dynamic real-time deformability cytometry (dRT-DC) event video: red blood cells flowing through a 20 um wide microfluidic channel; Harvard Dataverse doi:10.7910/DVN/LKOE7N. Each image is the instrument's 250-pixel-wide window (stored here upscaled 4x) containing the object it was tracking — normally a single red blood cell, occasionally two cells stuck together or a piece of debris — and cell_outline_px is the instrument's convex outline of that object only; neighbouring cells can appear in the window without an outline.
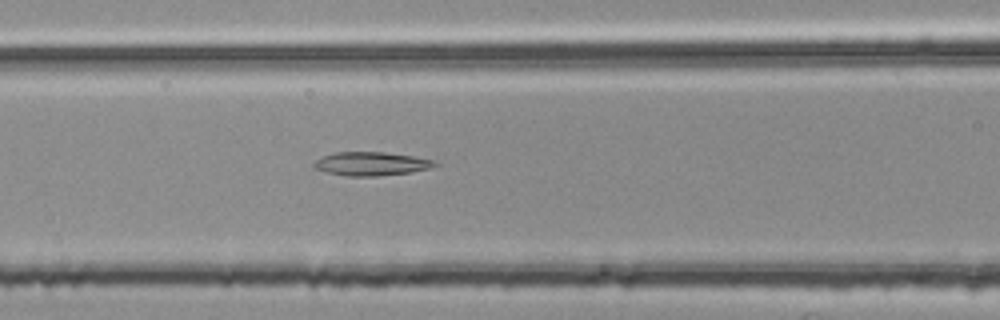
{"species": "common noctule bat (a hibernating species)", "species_latin": "Nyctalus noctula", "temperature_condition": "room temperature", "stored_images_in_passage": 54, "segment_of_instrument_passage": [2, 2], "camera_frame_rate_fps": 3000, "um_per_image_px": 0.085, "animal": {"sex": "female", "body_mass_g": 25.1}, "frame": {"image": 1, "passage_image": 23, "time_ms": 7.333, "image_size_px": [1000, 320], "cell_outline_px": [[440, 164], [428, 168], [412, 172], [380, 176], [348, 176], [328, 172], [316, 168], [312, 164], [320, 156], [332, 152], [384, 152], [412, 156], [436, 160]], "centroid_in_image_um": [31.56, 13.91], "position_along_channel_um": 135.0, "area_um2": 16.7}}
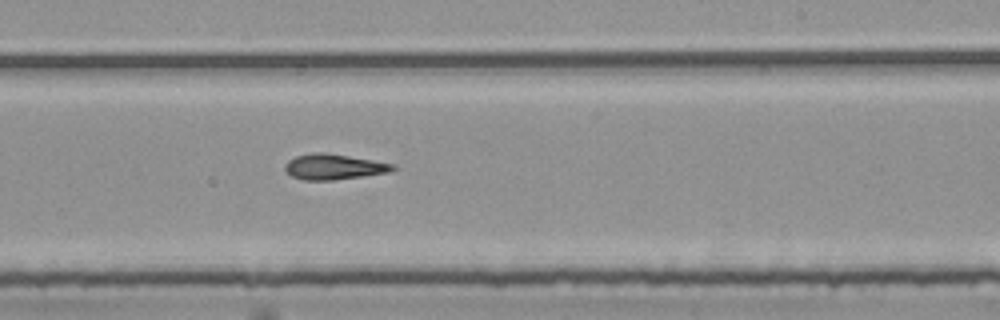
{"frame": {"image": 2, "passage_image": 33, "time_ms": 10.667, "image_size_px": [1000, 320], "cell_outline_px": [[396, 168], [392, 172], [364, 176], [332, 180], [304, 180], [292, 176], [284, 172], [284, 164], [288, 160], [296, 156], [312, 152], [324, 152], [396, 164]], "centroid_in_image_um": [28.36, 14.18], "position_along_channel_um": 260.6, "area_um2": 16.18}}
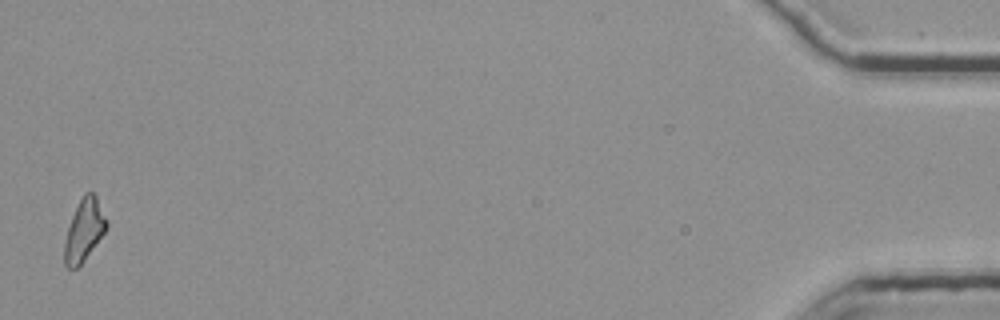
{"frame": {"image": 3, "passage_image": 54, "time_ms": 17.667, "image_size_px": [1000, 320], "cell_outline_px": [[108, 228], [84, 260], [76, 268], [68, 268], [64, 264], [64, 240], [72, 216], [84, 192], [92, 192], [96, 196], [108, 220]], "centroid_in_image_um": [7.16, 19.56], "position_along_channel_um": 428.0, "area_um2": 15.14}}